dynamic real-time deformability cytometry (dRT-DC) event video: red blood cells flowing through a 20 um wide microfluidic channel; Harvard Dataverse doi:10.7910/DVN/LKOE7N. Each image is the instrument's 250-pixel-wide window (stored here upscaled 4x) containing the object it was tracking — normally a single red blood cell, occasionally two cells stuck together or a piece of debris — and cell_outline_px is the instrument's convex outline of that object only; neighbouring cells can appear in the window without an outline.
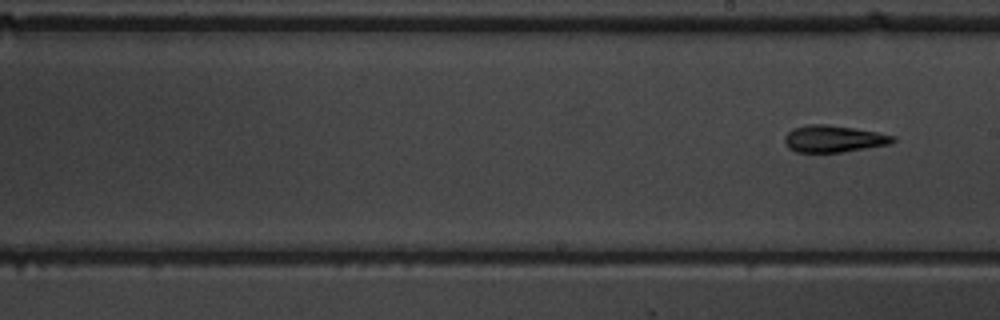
{"species": "common noctule bat (a hibernating species)", "species_latin": "Nyctalus noctula", "temperature_condition": "warm", "stored_images_in_passage": 10, "segment_of_instrument_passage": [2, 2], "camera_frame_rate_fps": 3000, "um_per_image_px": 0.085, "animal": {"sex": "male", "body_mass_g": 19.5, "forearm_length_mm": 54.6}, "frame": {"image": 1, "passage_image": 10, "time_ms": 11.333, "image_size_px": [1000, 320], "cell_outline_px": [[896, 140], [892, 144], [840, 152], [796, 152], [788, 148], [784, 144], [784, 136], [792, 128], [808, 124], [828, 124], [876, 132], [896, 136]], "centroid_in_image_um": [70.83, 11.8], "position_along_channel_um": 218.2, "area_um2": 17.05}}